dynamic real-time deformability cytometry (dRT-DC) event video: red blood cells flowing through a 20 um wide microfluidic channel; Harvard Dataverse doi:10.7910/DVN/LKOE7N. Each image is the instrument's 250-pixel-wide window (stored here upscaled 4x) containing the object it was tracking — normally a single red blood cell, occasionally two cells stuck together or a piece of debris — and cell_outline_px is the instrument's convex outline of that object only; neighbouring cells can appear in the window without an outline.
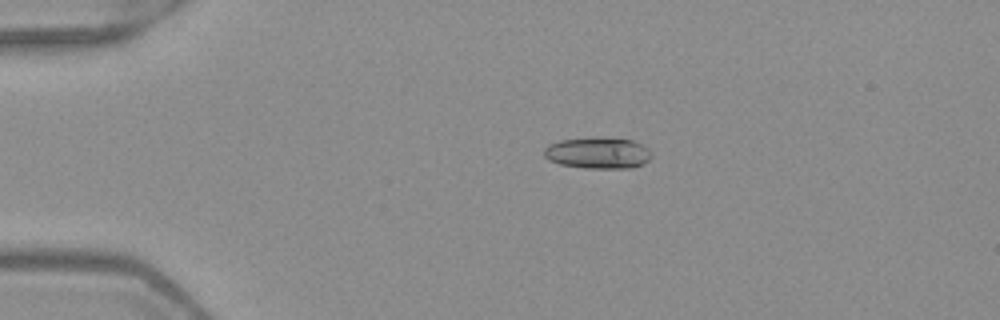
{"species": "Egyptian fruit bat (a non-hibernating species)", "species_latin": "Rousettus aegyptiacus", "temperature_condition": "warm", "stored_images_in_passage": 41, "camera_frame_rate_fps": 3000, "um_per_image_px": 0.085, "frame": {"image": 1, "passage_image": 1, "time_ms": 0.0, "image_size_px": [1000, 320], "cell_outline_px": [[652, 156], [644, 164], [632, 168], [584, 168], [560, 164], [548, 160], [544, 156], [544, 148], [548, 144], [560, 140], [596, 136], [632, 140], [648, 148]], "centroid_in_image_um": [50.81, 12.99], "position_along_channel_um": 34.2, "area_um2": 19.94}}
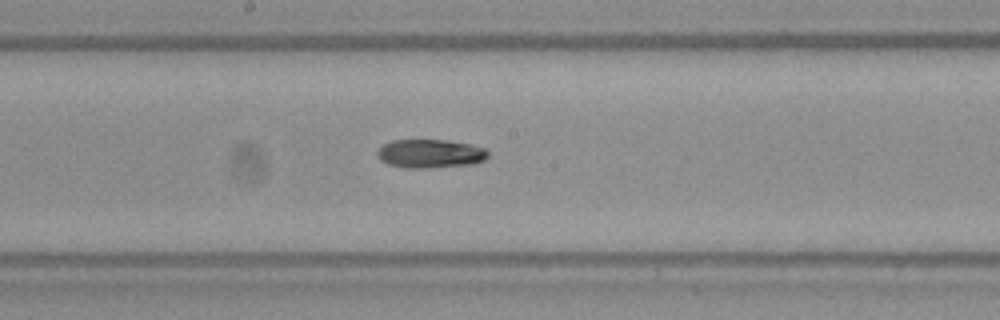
{"frame": {"image": 2, "passage_image": 18, "time_ms": 5.667, "image_size_px": [1000, 320], "cell_outline_px": [[488, 156], [484, 160], [472, 164], [424, 168], [404, 168], [388, 164], [380, 160], [376, 152], [384, 144], [392, 140], [444, 140], [468, 144], [484, 148], [488, 152]], "centroid_in_image_um": [36.54, 13.06], "position_along_channel_um": 211.7, "area_um2": 18.32}}
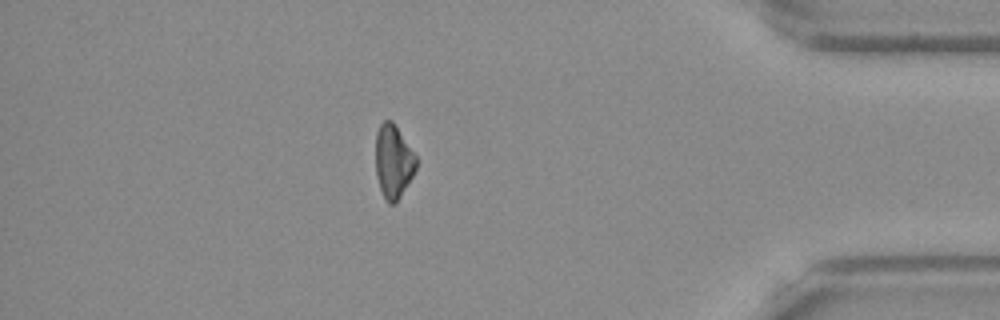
{"frame": {"image": 3, "passage_image": 35, "time_ms": 11.333, "image_size_px": [1000, 320], "cell_outline_px": [[416, 168], [412, 176], [396, 204], [388, 204], [380, 188], [376, 176], [376, 132], [380, 124], [384, 120], [392, 120], [416, 156]], "centroid_in_image_um": [33.42, 13.73], "position_along_channel_um": 401.8, "area_um2": 17.22}, "authors_computed_cell_mechanics": {"area_um2": 18.3226, "velocity_mm_per_s": 3.9965, "shape_relaxation_time_tau1_ms": null, "shape_relaxation_time_tau2_ms": 11.1451, "deformation_change_tau1": null, "deformation_change_tau2": 0.2176}}